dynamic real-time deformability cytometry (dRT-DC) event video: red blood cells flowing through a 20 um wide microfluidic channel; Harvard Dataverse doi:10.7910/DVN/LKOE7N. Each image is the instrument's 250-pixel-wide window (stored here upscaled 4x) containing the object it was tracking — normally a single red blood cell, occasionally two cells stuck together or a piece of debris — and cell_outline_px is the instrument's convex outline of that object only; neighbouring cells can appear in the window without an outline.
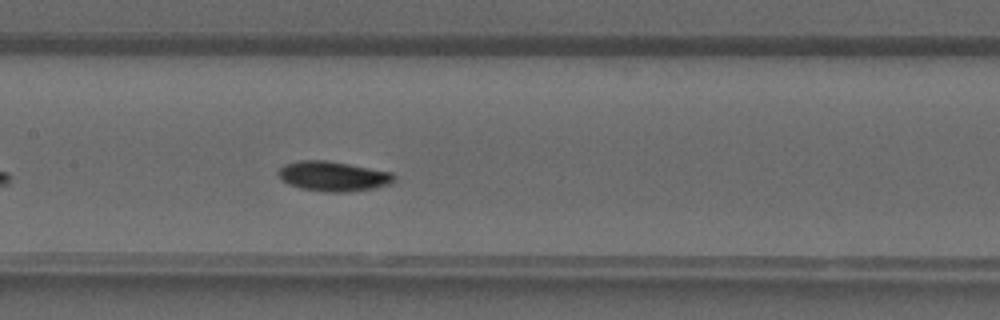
{"species": "common noctule bat (a hibernating species)", "species_latin": "Nyctalus noctula", "temperature_condition": "warm", "stored_images_in_passage": 26, "camera_frame_rate_fps": 3000, "um_per_image_px": 0.085, "animal": {"sex": "male", "forearm_length_mm": 52.5}, "frame": {"image": 1, "passage_image": 9, "time_ms": 2.667, "image_size_px": [1000, 320], "cell_outline_px": [[396, 180], [392, 184], [376, 188], [352, 192], [324, 192], [300, 188], [288, 184], [280, 180], [276, 172], [284, 164], [296, 160], [328, 160], [392, 172], [396, 176]], "centroid_in_image_um": [28.32, 14.98], "position_along_channel_um": 179.1, "area_um2": 20.69}}
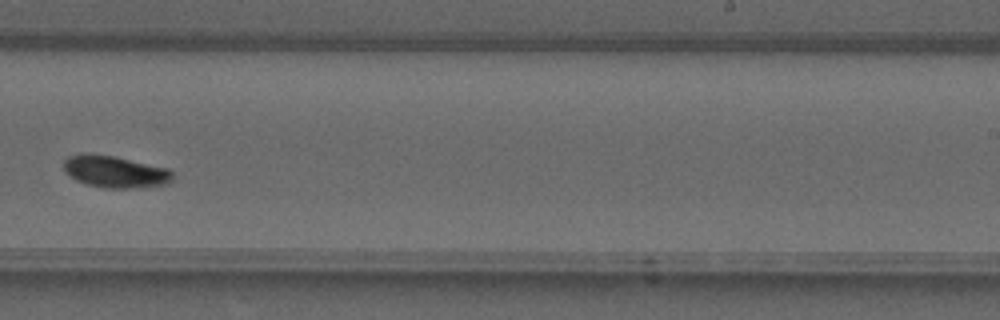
{"frame": {"image": 2, "passage_image": 15, "time_ms": 4.667, "image_size_px": [1000, 320], "cell_outline_px": [[172, 180], [168, 184], [136, 188], [104, 188], [84, 184], [76, 180], [64, 168], [64, 160], [68, 156], [112, 156], [168, 168], [172, 172]], "centroid_in_image_um": [9.85, 14.64], "position_along_channel_um": 279.1, "area_um2": 19.59}}
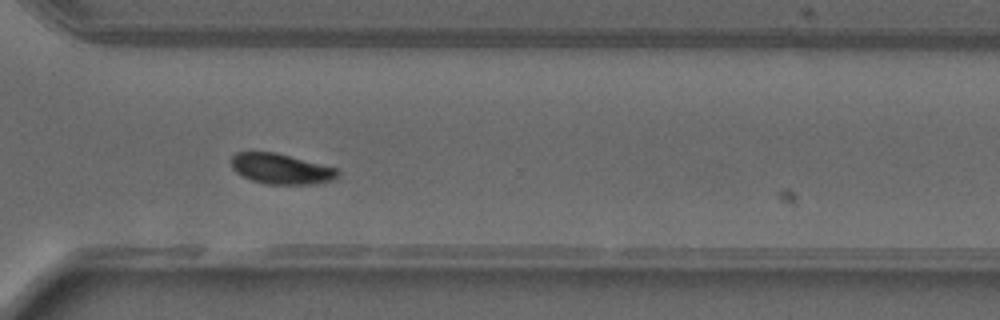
{"frame": {"image": 3, "passage_image": 19, "time_ms": 6.0, "image_size_px": [1000, 320], "cell_outline_px": [[340, 172], [336, 180], [316, 184], [268, 184], [252, 180], [236, 172], [232, 168], [232, 156], [236, 152], [276, 152], [336, 168]], "centroid_in_image_um": [23.93, 14.36], "position_along_channel_um": 346.7, "area_um2": 18.84}}